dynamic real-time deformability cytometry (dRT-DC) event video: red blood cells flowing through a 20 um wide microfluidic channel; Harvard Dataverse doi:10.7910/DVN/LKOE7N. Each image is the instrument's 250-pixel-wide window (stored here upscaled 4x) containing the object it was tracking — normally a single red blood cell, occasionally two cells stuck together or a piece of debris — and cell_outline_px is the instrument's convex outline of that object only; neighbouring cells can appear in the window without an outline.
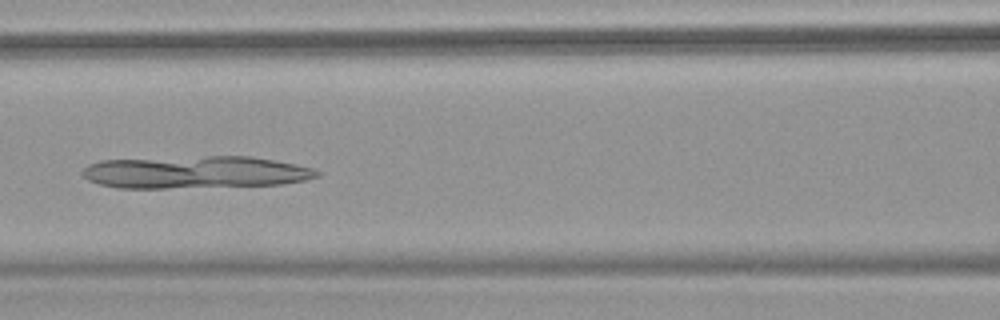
{"species": "common noctule bat (a hibernating species)", "species_latin": "Nyctalus noctula", "temperature_condition": "warm", "stored_images_in_passage": 54, "camera_frame_rate_fps": 3000, "um_per_image_px": 0.085, "animal": {"sex": "female", "body_mass_g": 18.4}, "frame": {"image": 1, "passage_image": 24, "time_ms": 7.667, "image_size_px": [1000, 320], "cell_outline_px": [[320, 176], [304, 180], [284, 184], [164, 188], [116, 188], [100, 184], [88, 180], [80, 172], [88, 164], [100, 160], [208, 156], [252, 156], [296, 164], [312, 168], [320, 172]], "centroid_in_image_um": [16.59, 14.63], "position_along_channel_um": 150.0, "area_um2": 44.27}}
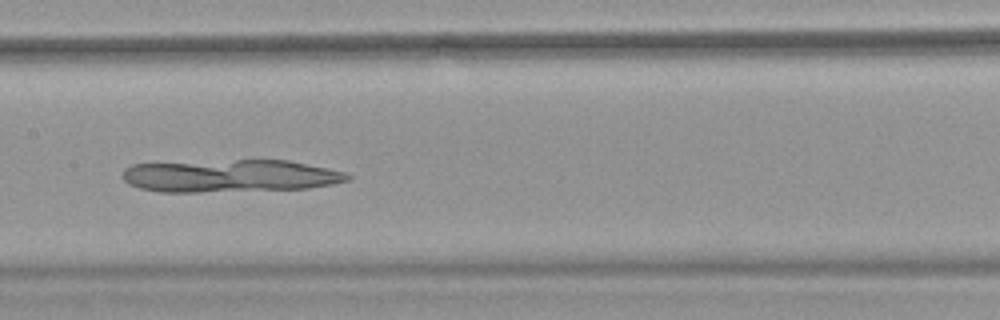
{"frame": {"image": 2, "passage_image": 27, "time_ms": 8.667, "image_size_px": [1000, 320], "cell_outline_px": [[352, 180], [332, 184], [308, 188], [200, 192], [160, 192], [140, 188], [128, 184], [120, 176], [124, 168], [132, 164], [236, 160], [288, 160], [344, 172], [352, 176]], "centroid_in_image_um": [19.53, 14.95], "position_along_channel_um": 187.9, "area_um2": 42.66}}